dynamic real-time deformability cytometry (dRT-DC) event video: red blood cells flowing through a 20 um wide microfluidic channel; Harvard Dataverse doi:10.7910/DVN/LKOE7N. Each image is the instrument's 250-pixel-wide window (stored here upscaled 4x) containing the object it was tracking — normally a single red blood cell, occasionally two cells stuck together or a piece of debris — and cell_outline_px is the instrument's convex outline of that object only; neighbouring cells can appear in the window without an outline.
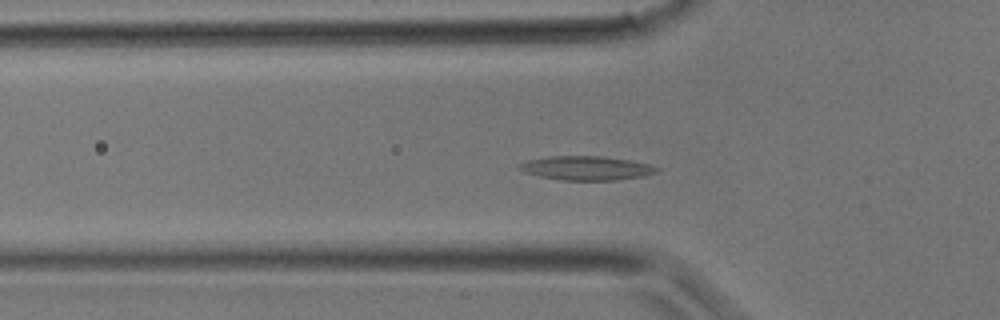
{"species": "common noctule bat (a hibernating species)", "species_latin": "Nyctalus noctula", "temperature_condition": "room temperature", "stored_images_in_passage": 31, "camera_frame_rate_fps": 3000, "um_per_image_px": 0.085, "animal": {"sex": "male", "body_mass_g": 17.9}, "frame": {"image": 1, "passage_image": 8, "time_ms": 2.333, "image_size_px": [1000, 320], "cell_outline_px": [[660, 168], [656, 172], [644, 176], [616, 180], [564, 180], [540, 176], [524, 172], [516, 168], [520, 164], [528, 160], [548, 156], [600, 156], [628, 160], [648, 164]], "centroid_in_image_um": [49.82, 14.29], "position_along_channel_um": 76.0, "area_um2": 19.07}}
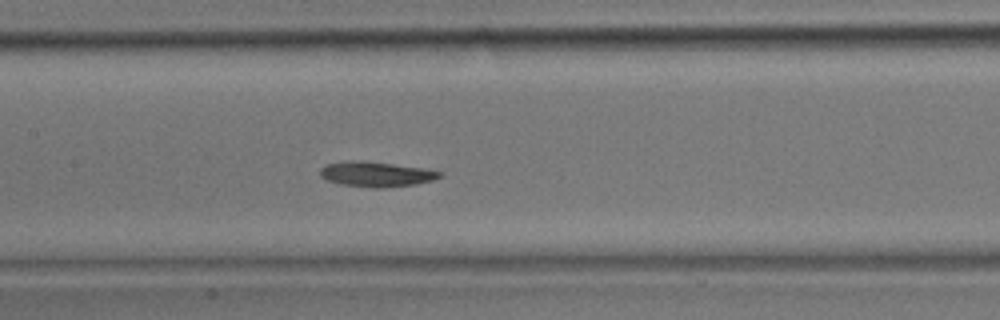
{"frame": {"image": 2, "passage_image": 13, "time_ms": 4.0, "image_size_px": [1000, 320], "cell_outline_px": [[444, 176], [432, 180], [416, 184], [380, 188], [372, 188], [340, 184], [328, 180], [320, 176], [320, 168], [324, 164], [352, 160], [364, 160], [424, 168], [444, 172]], "centroid_in_image_um": [31.99, 14.79], "position_along_channel_um": 175.4, "area_um2": 17.69}}
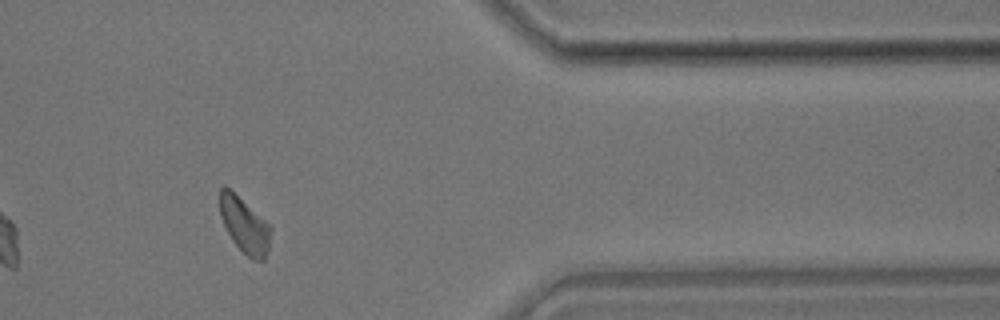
{"frame": {"image": 3, "passage_image": 25, "time_ms": 8.0, "image_size_px": [1000, 320], "cell_outline_px": [[272, 228], [268, 248], [264, 260], [252, 260], [232, 240], [220, 216], [220, 188], [224, 184], [264, 220]], "centroid_in_image_um": [20.78, 19.15], "position_along_channel_um": 390.6, "area_um2": 15.95}}